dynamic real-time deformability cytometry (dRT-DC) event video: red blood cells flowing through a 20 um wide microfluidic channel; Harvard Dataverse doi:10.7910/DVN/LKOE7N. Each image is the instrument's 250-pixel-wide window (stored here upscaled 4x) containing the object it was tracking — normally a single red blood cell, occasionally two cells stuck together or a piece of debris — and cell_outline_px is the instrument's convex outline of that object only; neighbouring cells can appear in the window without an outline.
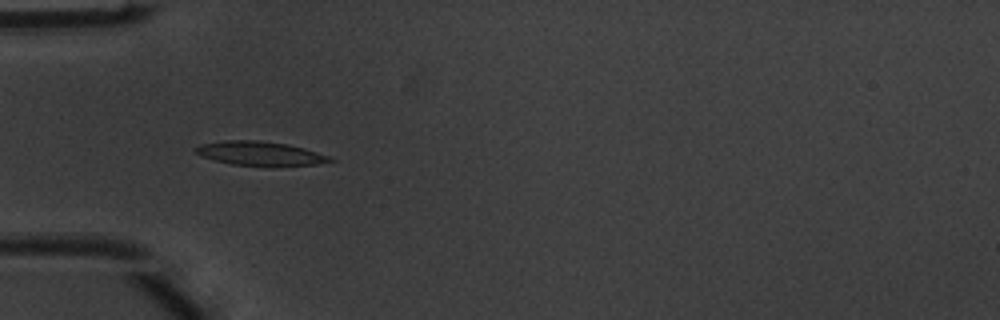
{"species": "common noctule bat (a hibernating species)", "species_latin": "Nyctalus noctula", "temperature_condition": "warm", "stored_images_in_passage": 40, "camera_frame_rate_fps": 3000, "um_per_image_px": 0.085, "animal": {"sex": "male", "body_mass_g": 20.1, "forearm_length_mm": 53.5}, "frame": {"image": 1, "passage_image": 6, "time_ms": 1.667, "image_size_px": [1000, 320], "cell_outline_px": [[336, 160], [316, 164], [232, 164], [200, 156], [192, 148], [200, 144], [224, 140], [260, 140], [288, 144], [304, 148], [328, 156]], "centroid_in_image_um": [22.02, 13.0], "position_along_channel_um": 63.0, "area_um2": 18.15}}
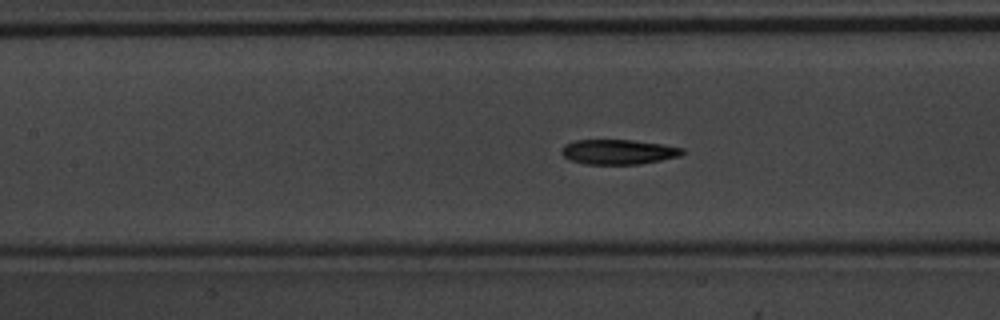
{"frame": {"image": 2, "passage_image": 13, "time_ms": 4.0, "image_size_px": [1000, 320], "cell_outline_px": [[684, 152], [680, 156], [640, 164], [584, 164], [572, 160], [564, 156], [560, 152], [560, 148], [564, 144], [576, 140], [632, 140], [664, 144], [684, 148]], "centroid_in_image_um": [52.55, 12.9], "position_along_channel_um": 154.8, "area_um2": 17.57}}
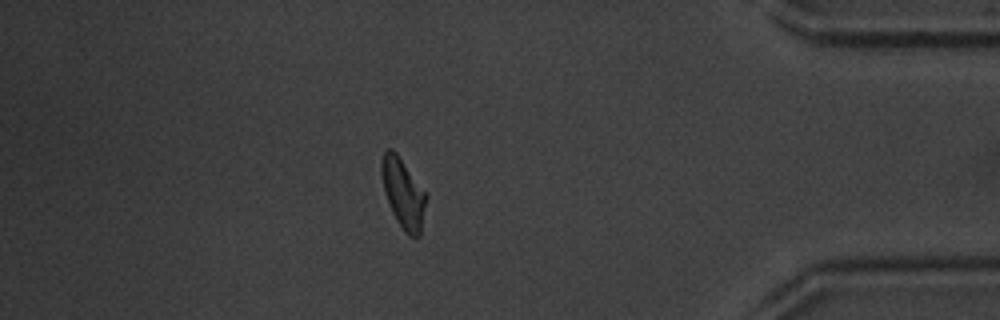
{"frame": {"image": 3, "passage_image": 34, "time_ms": 11.0, "image_size_px": [1000, 320], "cell_outline_px": [[428, 196], [420, 236], [408, 236], [404, 232], [396, 220], [392, 212], [384, 192], [380, 172], [380, 164], [384, 152], [388, 148], [392, 148], [396, 152]], "centroid_in_image_um": [34.26, 16.44], "position_along_channel_um": 400.9, "area_um2": 18.21}, "authors_computed_cell_mechanics": {"area_um2": 17.8891, "velocity_mm_per_s": 4.0238, "shape_relaxation_time_tau1_ms": 2.9828, "shape_relaxation_time_tau2_ms": 1.7132, "deformation_change_tau1": 0.1277, "deformation_change_tau2": 0.0747}}